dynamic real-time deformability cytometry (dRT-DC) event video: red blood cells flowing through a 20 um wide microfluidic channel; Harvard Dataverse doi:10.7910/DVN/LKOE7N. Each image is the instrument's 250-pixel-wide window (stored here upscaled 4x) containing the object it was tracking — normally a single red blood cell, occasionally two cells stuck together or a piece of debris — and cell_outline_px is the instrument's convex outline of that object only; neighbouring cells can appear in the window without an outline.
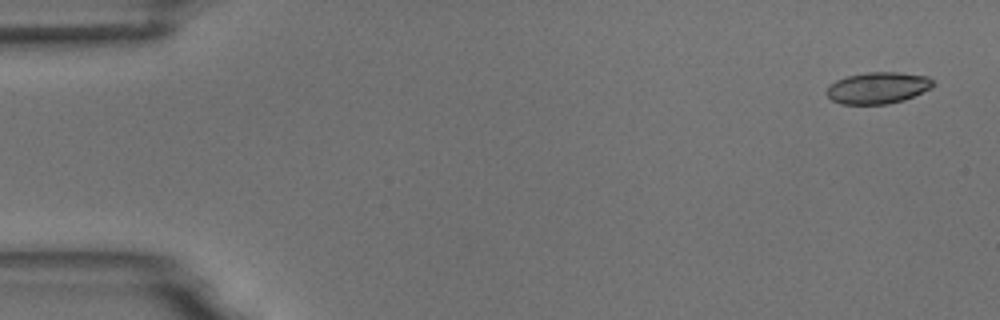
{"species": "common noctule bat (a hibernating species)", "species_latin": "Nyctalus noctula", "temperature_condition": "room temperature", "stored_images_in_passage": 6, "camera_frame_rate_fps": 3000, "um_per_image_px": 0.085, "animal": {"sex": "male", "body_mass_g": 18.8}, "frame": {"image": 1, "passage_image": 1, "time_ms": 0.0, "image_size_px": [1000, 320], "cell_outline_px": [[936, 84], [932, 88], [904, 100], [888, 104], [840, 104], [832, 100], [828, 96], [828, 88], [836, 80], [848, 76], [868, 72], [900, 72], [928, 76]], "centroid_in_image_um": [74.67, 7.47], "position_along_channel_um": 10.3, "area_um2": 19.54}}
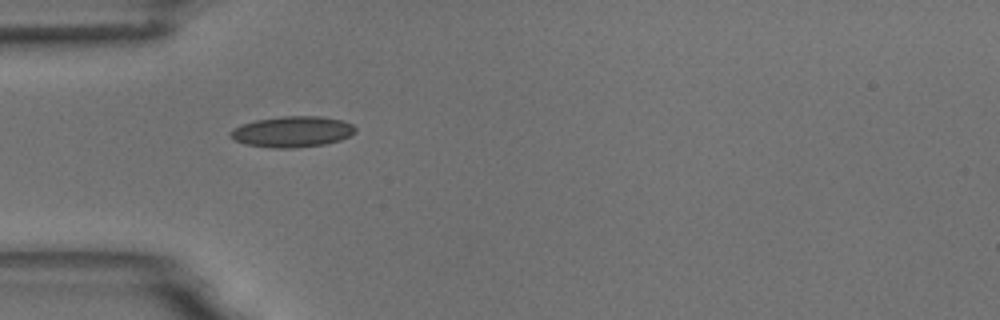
{"frame": {"image": 2, "passage_image": 5, "time_ms": 4.667, "image_size_px": [1000, 320], "cell_outline_px": [[356, 132], [340, 140], [324, 144], [296, 148], [272, 148], [244, 144], [232, 140], [228, 136], [228, 132], [232, 128], [256, 120], [284, 116], [320, 116], [344, 120], [352, 124], [356, 128]], "centroid_in_image_um": [24.81, 11.2], "position_along_channel_um": 60.2, "area_um2": 22.72}}